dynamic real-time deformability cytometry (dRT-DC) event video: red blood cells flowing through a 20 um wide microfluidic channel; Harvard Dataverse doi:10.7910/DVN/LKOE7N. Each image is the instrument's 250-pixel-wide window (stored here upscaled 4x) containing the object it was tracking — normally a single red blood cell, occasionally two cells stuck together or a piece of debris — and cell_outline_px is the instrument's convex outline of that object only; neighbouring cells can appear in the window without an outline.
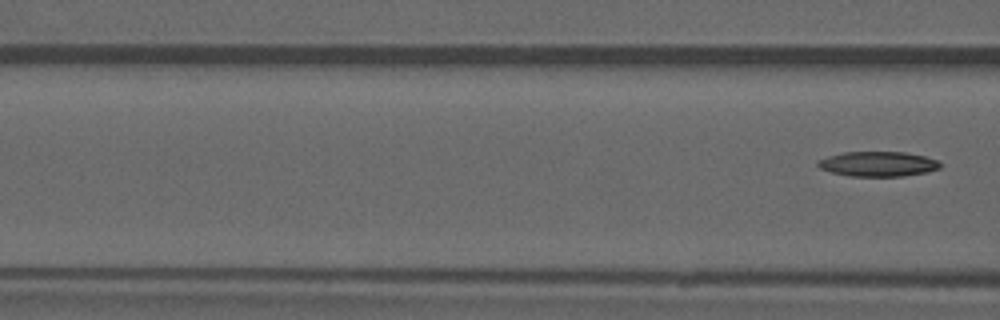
{"species": "common noctule bat (a hibernating species)", "species_latin": "Nyctalus noctula", "temperature_condition": "warm", "stored_images_in_passage": 6, "segment_of_instrument_passage": [2, 2], "camera_frame_rate_fps": 3000, "um_per_image_px": 0.085, "animal": {"sex": "male", "forearm_length_mm": 52.5}, "frame": {"image": 1, "passage_image": 6, "time_ms": 7.0, "image_size_px": [1000, 320], "cell_outline_px": [[940, 168], [928, 172], [904, 176], [848, 176], [832, 172], [820, 168], [816, 164], [816, 160], [828, 156], [844, 152], [904, 152], [924, 156], [936, 160], [940, 164]], "centroid_in_image_um": [74.6, 13.94], "position_along_channel_um": 92.0, "area_um2": 17.74}}